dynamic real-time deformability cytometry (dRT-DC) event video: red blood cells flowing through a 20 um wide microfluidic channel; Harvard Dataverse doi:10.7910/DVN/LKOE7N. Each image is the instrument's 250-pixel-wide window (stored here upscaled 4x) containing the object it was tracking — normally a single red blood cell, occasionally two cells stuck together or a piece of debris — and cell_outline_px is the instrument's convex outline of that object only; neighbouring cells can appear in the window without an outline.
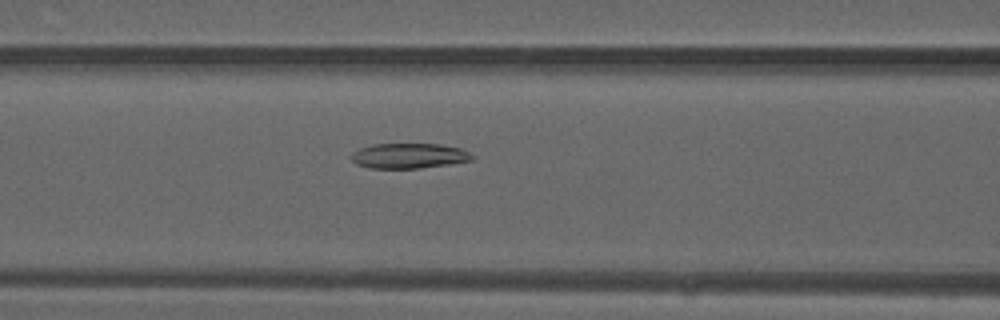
{"species": "common noctule bat (a hibernating species)", "species_latin": "Nyctalus noctula", "temperature_condition": "warm", "stored_images_in_passage": 50, "camera_frame_rate_fps": 3000, "um_per_image_px": 0.085, "animal": {"sex": "male", "forearm_length_mm": 52.5}, "frame": {"image": 1, "passage_image": 21, "time_ms": 6.667, "image_size_px": [1000, 320], "cell_outline_px": [[476, 156], [472, 160], [448, 164], [420, 168], [368, 168], [356, 164], [348, 156], [352, 152], [360, 148], [372, 144], [440, 144], [460, 148]], "centroid_in_image_um": [34.72, 13.24], "position_along_channel_um": 131.9, "area_um2": 17.8}}
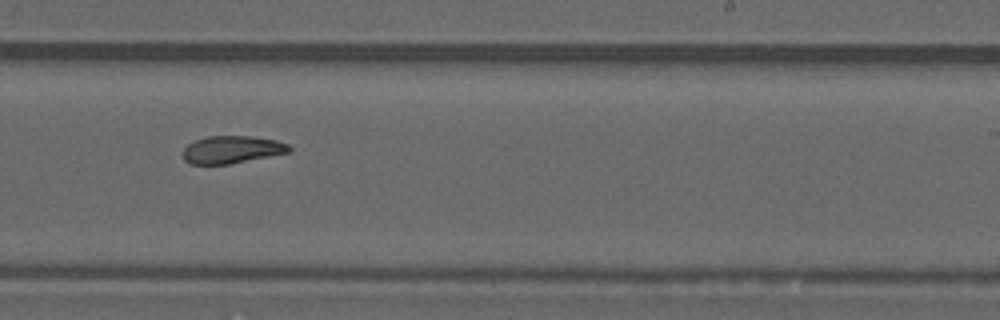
{"frame": {"image": 2, "passage_image": 31, "time_ms": 10.0, "image_size_px": [1000, 320], "cell_outline_px": [[292, 148], [288, 152], [228, 164], [192, 164], [184, 160], [184, 148], [188, 144], [196, 140], [208, 136], [252, 136], [276, 140], [288, 144]], "centroid_in_image_um": [19.7, 12.7], "position_along_channel_um": 269.3, "area_um2": 16.76}}
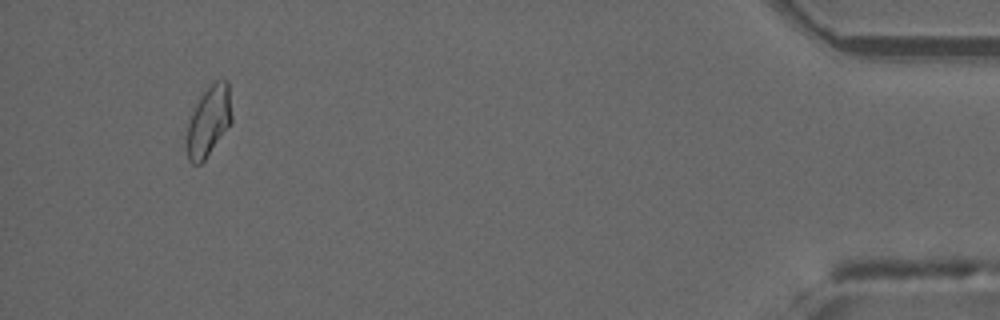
{"frame": {"image": 3, "passage_image": 47, "time_ms": 15.333, "image_size_px": [1000, 320], "cell_outline_px": [[232, 120], [204, 160], [200, 164], [192, 164], [188, 160], [184, 140], [188, 120], [200, 92], [216, 80], [228, 80], [232, 116]], "centroid_in_image_um": [17.68, 10.27], "position_along_channel_um": 417.5, "area_um2": 18.84}, "authors_computed_cell_mechanics": {"area_um2": 18.3804, "velocity_mm_per_s": 4.1449, "shape_relaxation_time_tau1_ms": null, "shape_relaxation_time_tau2_ms": 4.5462, "deformation_change_tau1": null, "deformation_change_tau2": 0.1094}}